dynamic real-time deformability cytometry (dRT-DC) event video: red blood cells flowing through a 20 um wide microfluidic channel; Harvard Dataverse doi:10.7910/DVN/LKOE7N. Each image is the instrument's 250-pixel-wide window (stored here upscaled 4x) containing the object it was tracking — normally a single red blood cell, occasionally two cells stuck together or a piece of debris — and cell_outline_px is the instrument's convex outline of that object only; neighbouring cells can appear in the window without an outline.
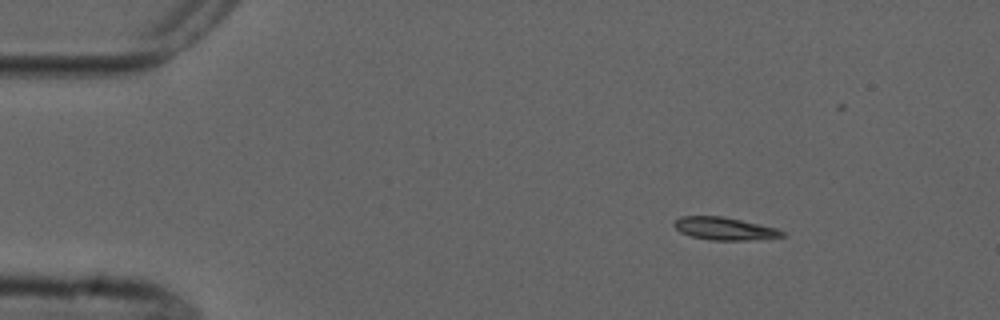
{"species": "common noctule bat (a hibernating species)", "species_latin": "Nyctalus noctula", "temperature_condition": "cold", "stored_images_in_passage": 6, "camera_frame_rate_fps": 3000, "um_per_image_px": 0.085, "animal": {"sex": "male", "forearm_length_mm": 52.5}, "frame": {"image": 1, "passage_image": 1, "time_ms": 0.0, "image_size_px": [1000, 320], "cell_outline_px": [[788, 236], [752, 240], [712, 240], [692, 236], [680, 232], [672, 224], [680, 216], [724, 216], [776, 228], [784, 232]], "centroid_in_image_um": [61.6, 19.43], "position_along_channel_um": 23.4, "area_um2": 14.28}}
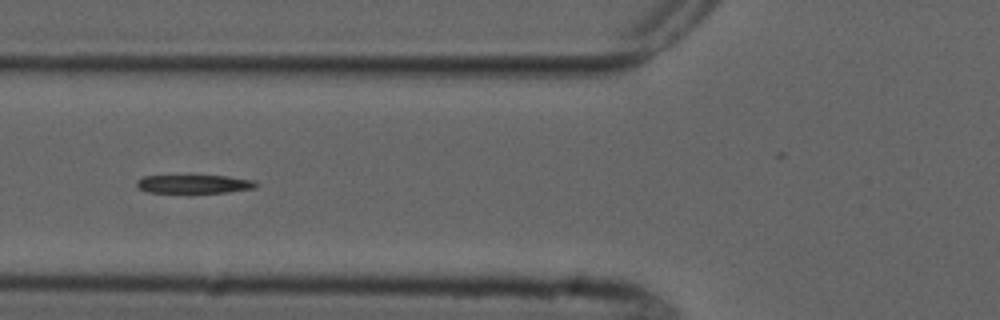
{"frame": {"image": 2, "passage_image": 4, "time_ms": 4.333, "image_size_px": [1000, 320], "cell_outline_px": [[260, 184], [256, 188], [228, 192], [188, 196], [148, 192], [140, 188], [136, 184], [136, 180], [144, 176], [228, 176], [252, 180]], "centroid_in_image_um": [16.5, 15.7], "position_along_channel_um": 109.3, "area_um2": 13.81}}
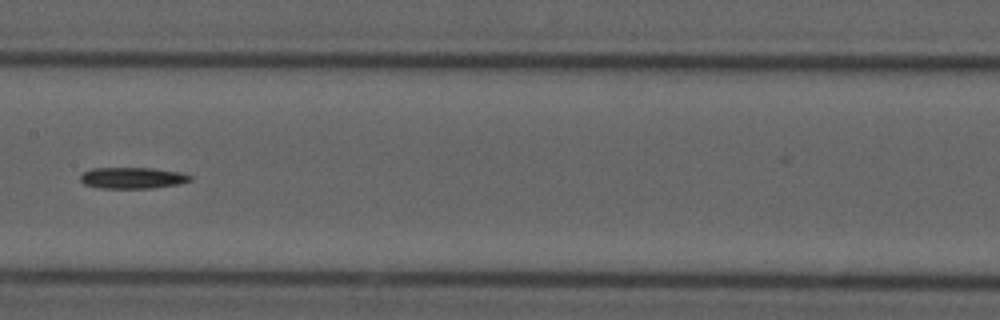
{"frame": {"image": 3, "passage_image": 6, "time_ms": 6.667, "image_size_px": [1000, 320], "cell_outline_px": [[192, 180], [180, 184], [152, 188], [100, 188], [84, 184], [80, 180], [80, 176], [84, 172], [92, 168], [152, 168], [184, 172], [192, 176]], "centroid_in_image_um": [11.31, 15.12], "position_along_channel_um": 196.1, "area_um2": 13.76}}